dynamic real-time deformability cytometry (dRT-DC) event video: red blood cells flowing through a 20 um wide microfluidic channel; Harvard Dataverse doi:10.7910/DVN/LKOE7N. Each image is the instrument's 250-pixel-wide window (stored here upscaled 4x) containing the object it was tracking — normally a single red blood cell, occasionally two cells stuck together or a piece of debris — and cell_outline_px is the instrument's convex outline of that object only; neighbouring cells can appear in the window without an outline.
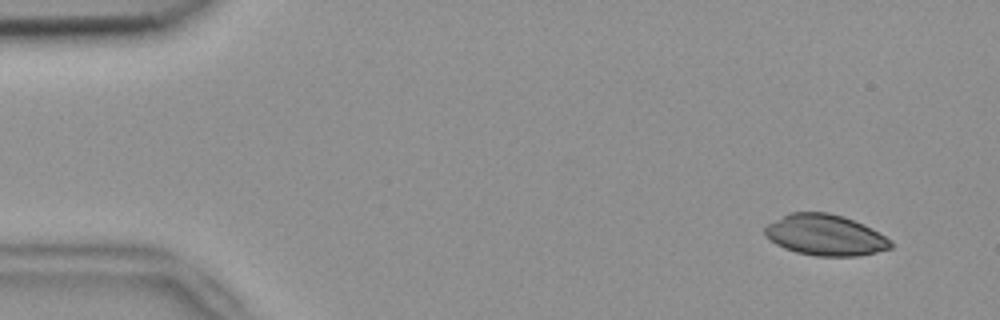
{"species": "common noctule bat (a hibernating species)", "species_latin": "Nyctalus noctula", "temperature_condition": "room temperature", "stored_images_in_passage": 11, "camera_frame_rate_fps": 3000, "um_per_image_px": 0.085, "animal": {"sex": "female", "body_mass_g": 18.4}, "frame": {"image": 1, "passage_image": 1, "time_ms": 0.0, "image_size_px": [1000, 320], "cell_outline_px": [[892, 248], [860, 256], [816, 256], [796, 252], [784, 248], [776, 244], [764, 232], [764, 228], [768, 224], [788, 212], [828, 212], [844, 216], [864, 224], [872, 228], [884, 236], [892, 244]], "centroid_in_image_um": [70.15, 19.97], "position_along_channel_um": 14.9, "area_um2": 30.0}}